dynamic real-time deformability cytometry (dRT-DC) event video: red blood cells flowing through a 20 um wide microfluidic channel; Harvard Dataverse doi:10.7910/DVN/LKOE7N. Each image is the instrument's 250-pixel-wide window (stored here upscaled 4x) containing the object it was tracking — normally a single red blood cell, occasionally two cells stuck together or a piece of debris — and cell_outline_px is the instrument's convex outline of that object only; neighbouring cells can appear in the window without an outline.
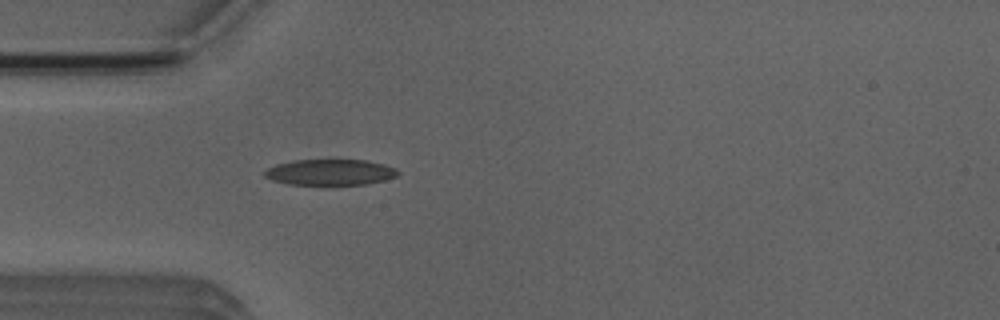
{"species": "Egyptian fruit bat (a non-hibernating species)", "species_latin": "Rousettus aegyptiacus", "temperature_condition": "room temperature", "stored_images_in_passage": 4, "camera_frame_rate_fps": 3000, "um_per_image_px": 0.085, "animal": {"sex": "male"}, "frame": {"image": 1, "passage_image": 4, "time_ms": 4.333, "image_size_px": [1000, 320], "cell_outline_px": [[400, 172], [396, 176], [384, 180], [368, 184], [332, 188], [288, 184], [272, 180], [264, 176], [264, 172], [268, 168], [276, 164], [292, 160], [368, 160], [384, 164], [396, 168]], "centroid_in_image_um": [28.07, 14.69], "position_along_channel_um": 56.9, "area_um2": 21.21}}